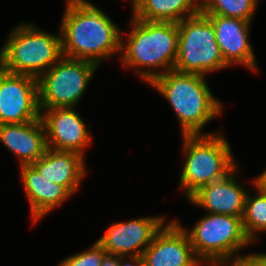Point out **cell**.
Returning a JSON list of instances; mask_svg holds the SVG:
<instances>
[{"label": "cell", "mask_w": 266, "mask_h": 266, "mask_svg": "<svg viewBox=\"0 0 266 266\" xmlns=\"http://www.w3.org/2000/svg\"><path fill=\"white\" fill-rule=\"evenodd\" d=\"M107 251L96 241L88 251L64 259L58 266H100Z\"/></svg>", "instance_id": "44dd1931"}, {"label": "cell", "mask_w": 266, "mask_h": 266, "mask_svg": "<svg viewBox=\"0 0 266 266\" xmlns=\"http://www.w3.org/2000/svg\"><path fill=\"white\" fill-rule=\"evenodd\" d=\"M204 78L201 74L170 70L150 83L176 112L182 135L201 134L202 127L221 114L223 106L212 95Z\"/></svg>", "instance_id": "3957f363"}, {"label": "cell", "mask_w": 266, "mask_h": 266, "mask_svg": "<svg viewBox=\"0 0 266 266\" xmlns=\"http://www.w3.org/2000/svg\"><path fill=\"white\" fill-rule=\"evenodd\" d=\"M242 218L214 213L201 218L191 231H187L195 256L212 266H222L240 248L251 244Z\"/></svg>", "instance_id": "8992f818"}, {"label": "cell", "mask_w": 266, "mask_h": 266, "mask_svg": "<svg viewBox=\"0 0 266 266\" xmlns=\"http://www.w3.org/2000/svg\"><path fill=\"white\" fill-rule=\"evenodd\" d=\"M84 157L73 151L48 148L32 165L52 183L64 186L71 194L79 188L85 176Z\"/></svg>", "instance_id": "2e32d148"}, {"label": "cell", "mask_w": 266, "mask_h": 266, "mask_svg": "<svg viewBox=\"0 0 266 266\" xmlns=\"http://www.w3.org/2000/svg\"><path fill=\"white\" fill-rule=\"evenodd\" d=\"M178 55L173 70L205 75L229 66L221 54L212 22L201 12L178 22Z\"/></svg>", "instance_id": "52a82bcc"}, {"label": "cell", "mask_w": 266, "mask_h": 266, "mask_svg": "<svg viewBox=\"0 0 266 266\" xmlns=\"http://www.w3.org/2000/svg\"><path fill=\"white\" fill-rule=\"evenodd\" d=\"M0 141L17 155L20 166L33 164L48 149L41 118L20 124H0Z\"/></svg>", "instance_id": "9a60e30c"}, {"label": "cell", "mask_w": 266, "mask_h": 266, "mask_svg": "<svg viewBox=\"0 0 266 266\" xmlns=\"http://www.w3.org/2000/svg\"><path fill=\"white\" fill-rule=\"evenodd\" d=\"M131 25L128 41L125 45L121 42V50L124 49L121 60L128 67H148L149 70L138 69L136 73L150 84L162 74L152 71L153 68H163V73L174 68L178 55V23L147 21L132 16Z\"/></svg>", "instance_id": "7a4b0ae2"}, {"label": "cell", "mask_w": 266, "mask_h": 266, "mask_svg": "<svg viewBox=\"0 0 266 266\" xmlns=\"http://www.w3.org/2000/svg\"><path fill=\"white\" fill-rule=\"evenodd\" d=\"M20 167L34 223L72 195L64 186L48 181L32 164Z\"/></svg>", "instance_id": "e0dca14e"}, {"label": "cell", "mask_w": 266, "mask_h": 266, "mask_svg": "<svg viewBox=\"0 0 266 266\" xmlns=\"http://www.w3.org/2000/svg\"><path fill=\"white\" fill-rule=\"evenodd\" d=\"M163 224V217H142L124 223L115 222L97 242L108 254L142 256Z\"/></svg>", "instance_id": "30bf717a"}, {"label": "cell", "mask_w": 266, "mask_h": 266, "mask_svg": "<svg viewBox=\"0 0 266 266\" xmlns=\"http://www.w3.org/2000/svg\"><path fill=\"white\" fill-rule=\"evenodd\" d=\"M259 0H201L204 15H220L251 22Z\"/></svg>", "instance_id": "ffe728a7"}, {"label": "cell", "mask_w": 266, "mask_h": 266, "mask_svg": "<svg viewBox=\"0 0 266 266\" xmlns=\"http://www.w3.org/2000/svg\"><path fill=\"white\" fill-rule=\"evenodd\" d=\"M100 266H119V256L107 253Z\"/></svg>", "instance_id": "cb8c5ba5"}, {"label": "cell", "mask_w": 266, "mask_h": 266, "mask_svg": "<svg viewBox=\"0 0 266 266\" xmlns=\"http://www.w3.org/2000/svg\"><path fill=\"white\" fill-rule=\"evenodd\" d=\"M182 136L186 161L180 185L187 198L200 187L224 178L237 168L229 143L220 133Z\"/></svg>", "instance_id": "5b68a950"}, {"label": "cell", "mask_w": 266, "mask_h": 266, "mask_svg": "<svg viewBox=\"0 0 266 266\" xmlns=\"http://www.w3.org/2000/svg\"><path fill=\"white\" fill-rule=\"evenodd\" d=\"M205 16L212 22L224 61L229 66L240 63L253 71L257 70L254 52L248 40L250 22L220 15Z\"/></svg>", "instance_id": "4fadbf2b"}, {"label": "cell", "mask_w": 266, "mask_h": 266, "mask_svg": "<svg viewBox=\"0 0 266 266\" xmlns=\"http://www.w3.org/2000/svg\"><path fill=\"white\" fill-rule=\"evenodd\" d=\"M257 259L263 264V266H266V253L263 254H254Z\"/></svg>", "instance_id": "484cf974"}, {"label": "cell", "mask_w": 266, "mask_h": 266, "mask_svg": "<svg viewBox=\"0 0 266 266\" xmlns=\"http://www.w3.org/2000/svg\"><path fill=\"white\" fill-rule=\"evenodd\" d=\"M132 3L133 17L147 21L178 23L201 13L202 9V2L195 0H133Z\"/></svg>", "instance_id": "ac0fdd59"}, {"label": "cell", "mask_w": 266, "mask_h": 266, "mask_svg": "<svg viewBox=\"0 0 266 266\" xmlns=\"http://www.w3.org/2000/svg\"><path fill=\"white\" fill-rule=\"evenodd\" d=\"M235 168L224 178L200 187L188 199L193 204L207 209L209 213L243 217L245 191L235 180Z\"/></svg>", "instance_id": "5bb4252c"}, {"label": "cell", "mask_w": 266, "mask_h": 266, "mask_svg": "<svg viewBox=\"0 0 266 266\" xmlns=\"http://www.w3.org/2000/svg\"><path fill=\"white\" fill-rule=\"evenodd\" d=\"M128 257H131L130 261L132 262H129V260H127L128 262H125L124 261V259H126L125 256H119V266H145L142 256H128Z\"/></svg>", "instance_id": "603a6c76"}, {"label": "cell", "mask_w": 266, "mask_h": 266, "mask_svg": "<svg viewBox=\"0 0 266 266\" xmlns=\"http://www.w3.org/2000/svg\"><path fill=\"white\" fill-rule=\"evenodd\" d=\"M40 116L38 79L0 67V124H20Z\"/></svg>", "instance_id": "9c48e42d"}, {"label": "cell", "mask_w": 266, "mask_h": 266, "mask_svg": "<svg viewBox=\"0 0 266 266\" xmlns=\"http://www.w3.org/2000/svg\"><path fill=\"white\" fill-rule=\"evenodd\" d=\"M98 65L63 56L38 78L39 108L75 107Z\"/></svg>", "instance_id": "ba28073f"}, {"label": "cell", "mask_w": 266, "mask_h": 266, "mask_svg": "<svg viewBox=\"0 0 266 266\" xmlns=\"http://www.w3.org/2000/svg\"><path fill=\"white\" fill-rule=\"evenodd\" d=\"M63 57L61 35L21 24L0 51V67L10 73L39 78Z\"/></svg>", "instance_id": "277c9868"}, {"label": "cell", "mask_w": 266, "mask_h": 266, "mask_svg": "<svg viewBox=\"0 0 266 266\" xmlns=\"http://www.w3.org/2000/svg\"><path fill=\"white\" fill-rule=\"evenodd\" d=\"M254 185L266 191V170L254 180Z\"/></svg>", "instance_id": "d4e9b609"}, {"label": "cell", "mask_w": 266, "mask_h": 266, "mask_svg": "<svg viewBox=\"0 0 266 266\" xmlns=\"http://www.w3.org/2000/svg\"><path fill=\"white\" fill-rule=\"evenodd\" d=\"M62 54L98 65L121 51V30L100 9L86 0H67L61 22Z\"/></svg>", "instance_id": "6da1fadb"}, {"label": "cell", "mask_w": 266, "mask_h": 266, "mask_svg": "<svg viewBox=\"0 0 266 266\" xmlns=\"http://www.w3.org/2000/svg\"><path fill=\"white\" fill-rule=\"evenodd\" d=\"M257 188V196L247 193L245 198V211L243 215V228L246 236L253 243L257 232L266 231V191Z\"/></svg>", "instance_id": "d6986e66"}, {"label": "cell", "mask_w": 266, "mask_h": 266, "mask_svg": "<svg viewBox=\"0 0 266 266\" xmlns=\"http://www.w3.org/2000/svg\"><path fill=\"white\" fill-rule=\"evenodd\" d=\"M229 263H231L229 266H263L254 254L241 257L237 254V257Z\"/></svg>", "instance_id": "7402d4cb"}, {"label": "cell", "mask_w": 266, "mask_h": 266, "mask_svg": "<svg viewBox=\"0 0 266 266\" xmlns=\"http://www.w3.org/2000/svg\"><path fill=\"white\" fill-rule=\"evenodd\" d=\"M145 266H198L187 231L173 220L155 234L142 254Z\"/></svg>", "instance_id": "8fae6325"}, {"label": "cell", "mask_w": 266, "mask_h": 266, "mask_svg": "<svg viewBox=\"0 0 266 266\" xmlns=\"http://www.w3.org/2000/svg\"><path fill=\"white\" fill-rule=\"evenodd\" d=\"M44 110L40 118L45 127L48 148L73 151L84 157V149L90 143L91 137L85 122L74 107Z\"/></svg>", "instance_id": "7c38bea8"}]
</instances>
